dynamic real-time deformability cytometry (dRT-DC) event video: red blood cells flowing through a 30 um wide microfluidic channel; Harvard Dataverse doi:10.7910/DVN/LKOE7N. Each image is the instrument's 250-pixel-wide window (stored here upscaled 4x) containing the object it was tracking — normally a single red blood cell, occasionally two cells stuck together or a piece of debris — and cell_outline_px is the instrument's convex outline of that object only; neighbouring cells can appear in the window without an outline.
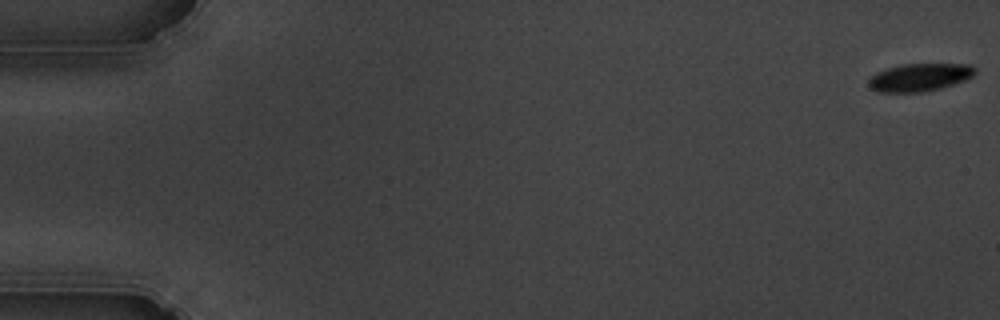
{"species": "common noctule bat (a hibernating species)", "species_latin": "Nyctalus noctula", "temperature_condition": "cold", "stored_images_in_passage": 56, "camera_frame_rate_fps": 3000, "um_per_image_px": 0.085, "animal": {"sex": "male", "body_mass_g": 19.5, "forearm_length_mm": 54.6}, "frame": {"image": 1, "passage_image": 1, "time_ms": 0.0, "image_size_px": [1000, 320], "cell_outline_px": [[976, 72], [972, 76], [964, 80], [940, 88], [924, 92], [876, 92], [868, 84], [868, 80], [876, 72], [888, 68], [904, 64], [972, 64], [976, 68]], "centroid_in_image_um": [78.17, 6.57], "position_along_channel_um": 6.8, "area_um2": 17.17}}
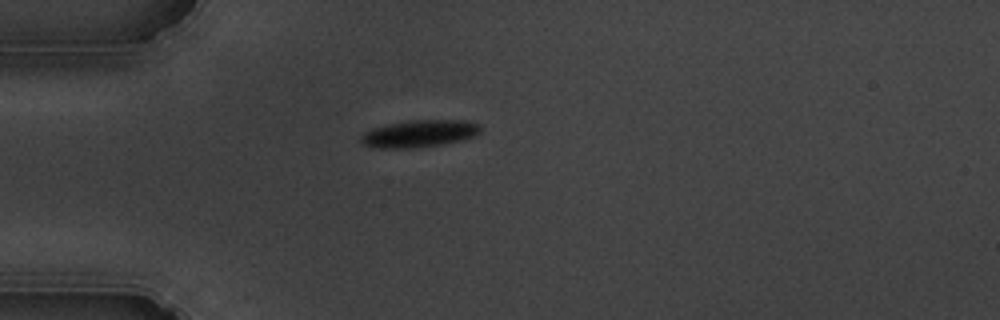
{"frame": {"image": 2, "passage_image": 16, "time_ms": 5.0, "image_size_px": [1000, 320], "cell_outline_px": [[480, 132], [472, 136], [460, 140], [444, 144], [416, 148], [380, 148], [364, 144], [360, 140], [360, 136], [364, 132], [372, 128], [388, 124], [408, 120], [468, 120], [480, 124]], "centroid_in_image_um": [35.64, 11.35], "position_along_channel_um": 49.4, "area_um2": 18.96}}
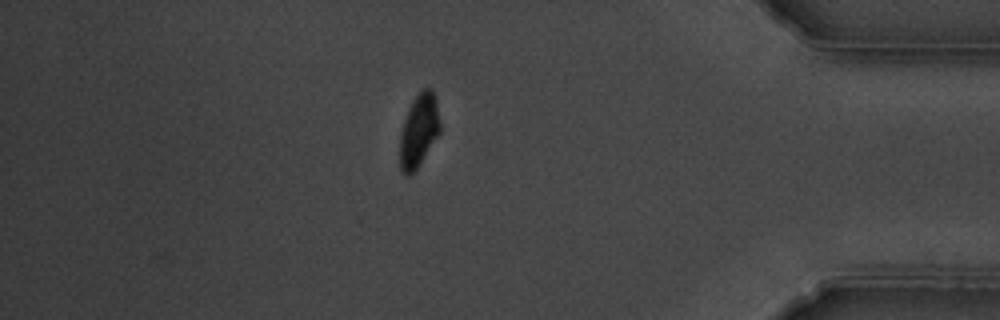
{"frame": {"image": 3, "passage_image": 49, "time_ms": 16.0, "image_size_px": [1000, 320], "cell_outline_px": [[440, 132], [416, 168], [408, 176], [400, 168], [400, 132], [408, 108], [412, 100], [424, 88], [432, 88], [436, 100], [440, 124]], "centroid_in_image_um": [35.59, 11.05], "position_along_channel_um": 399.6, "area_um2": 16.76}, "authors_computed_cell_mechanics": {"area_um2": 18.3226, "velocity_mm_per_s": 3.6214, "shape_relaxation_time_tau1_ms": 1.6981, "shape_relaxation_time_tau2_ms": null, "deformation_change_tau1": 0.1096, "deformation_change_tau2": null}}